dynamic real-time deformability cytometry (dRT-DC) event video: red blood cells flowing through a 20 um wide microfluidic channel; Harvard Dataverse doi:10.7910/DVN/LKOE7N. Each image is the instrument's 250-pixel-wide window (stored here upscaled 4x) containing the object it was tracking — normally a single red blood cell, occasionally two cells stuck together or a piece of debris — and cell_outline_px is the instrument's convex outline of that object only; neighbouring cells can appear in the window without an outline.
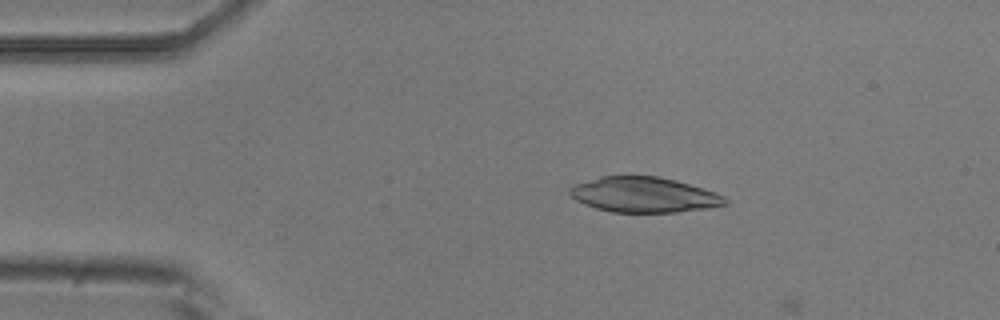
{"species": "common noctule bat (a hibernating species)", "species_latin": "Nyctalus noctula", "temperature_condition": "room temperature", "stored_images_in_passage": 10, "camera_frame_rate_fps": 3000, "um_per_image_px": 0.085, "animal": {"sex": "male", "body_mass_g": 20.5, "forearm_length_mm": 52.5}, "frame": {"image": 1, "passage_image": 9, "time_ms": 2.667, "image_size_px": [1000, 320], "cell_outline_px": [[728, 204], [708, 208], [676, 212], [612, 212], [596, 208], [584, 204], [576, 200], [568, 192], [568, 188], [572, 184], [600, 176], [656, 176], [676, 180], [724, 196], [728, 200]], "centroid_in_image_um": [54.68, 16.55], "position_along_channel_um": 30.3, "area_um2": 31.85}}